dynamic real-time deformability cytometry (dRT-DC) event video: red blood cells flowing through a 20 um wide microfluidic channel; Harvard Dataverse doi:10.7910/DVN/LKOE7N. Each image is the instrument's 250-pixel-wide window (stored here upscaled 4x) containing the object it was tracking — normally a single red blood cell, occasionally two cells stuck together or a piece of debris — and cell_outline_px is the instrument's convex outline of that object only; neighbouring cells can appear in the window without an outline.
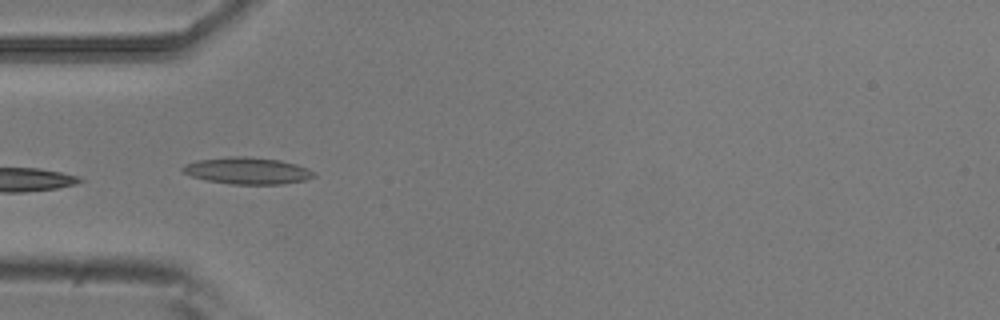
{"species": "common noctule bat (a hibernating species)", "species_latin": "Nyctalus noctula", "temperature_condition": "room temperature", "stored_images_in_passage": 9, "camera_frame_rate_fps": 3000, "um_per_image_px": 0.085, "animal": {"sex": "male", "body_mass_g": 20.5, "forearm_length_mm": 52.5}, "frame": {"image": 1, "passage_image": 4, "time_ms": 1.0, "image_size_px": [1000, 320], "cell_outline_px": [[316, 176], [304, 180], [280, 184], [232, 184], [208, 180], [192, 176], [184, 172], [180, 168], [184, 164], [196, 160], [228, 156], [244, 156], [280, 160], [296, 164], [308, 168], [316, 172]], "centroid_in_image_um": [21.03, 14.5], "position_along_channel_um": 64.0, "area_um2": 20.46}}
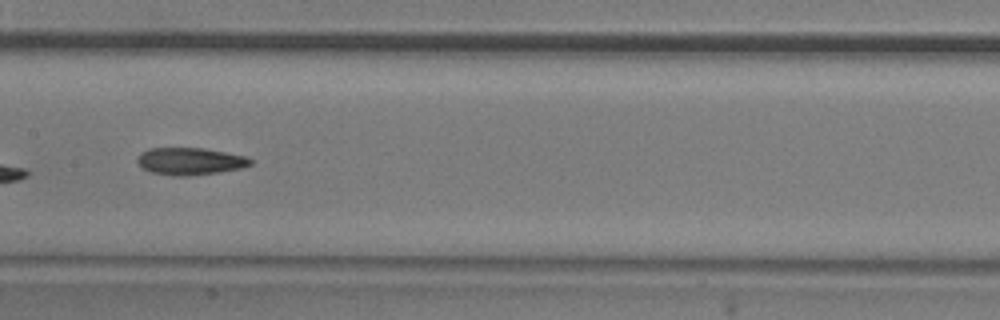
{"frame": {"image": 2, "passage_image": 7, "time_ms": 2.0, "image_size_px": [1000, 320], "cell_outline_px": [[252, 164], [244, 168], [220, 172], [188, 176], [172, 176], [152, 172], [144, 168], [136, 160], [140, 152], [148, 148], [204, 148], [248, 156], [252, 160]], "centroid_in_image_um": [16.2, 13.7], "position_along_channel_um": 191.2, "area_um2": 18.15}}
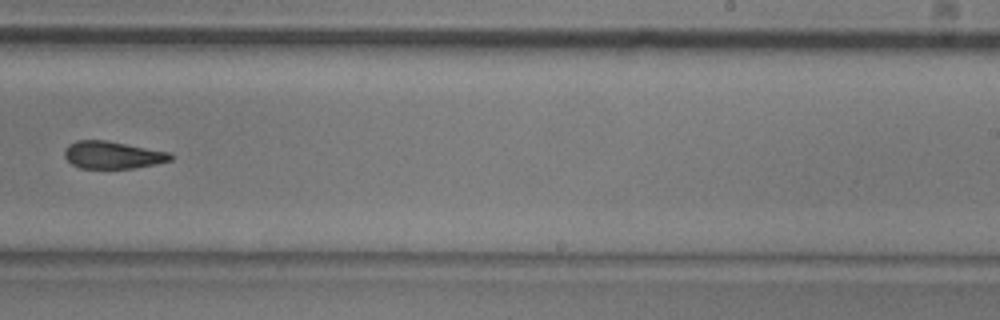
{"frame": {"image": 3, "passage_image": 9, "time_ms": 2.667, "image_size_px": [1000, 320], "cell_outline_px": [[172, 160], [156, 164], [132, 168], [80, 168], [72, 164], [64, 156], [64, 152], [68, 144], [76, 140], [104, 140], [168, 152], [172, 156]], "centroid_in_image_um": [9.53, 13.17], "position_along_channel_um": 279.5, "area_um2": 16.7}}